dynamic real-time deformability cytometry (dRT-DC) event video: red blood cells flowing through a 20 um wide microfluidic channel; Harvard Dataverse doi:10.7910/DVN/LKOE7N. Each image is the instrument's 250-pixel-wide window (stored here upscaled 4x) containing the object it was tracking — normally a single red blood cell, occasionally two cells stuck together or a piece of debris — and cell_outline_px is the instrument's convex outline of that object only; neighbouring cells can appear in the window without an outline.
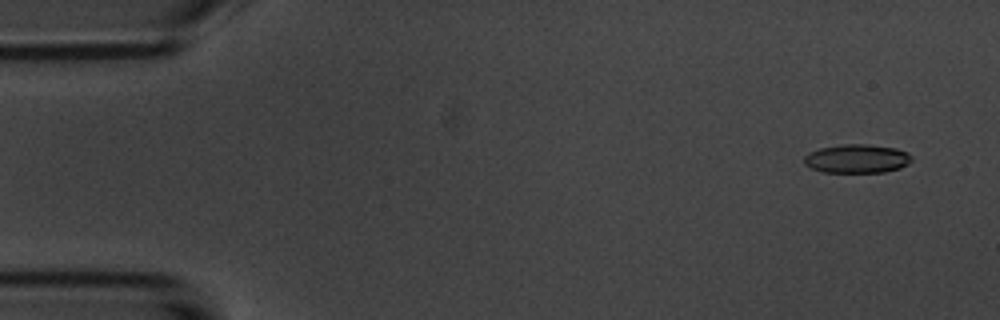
{"species": "common noctule bat (a hibernating species)", "species_latin": "Nyctalus noctula", "temperature_condition": "room temperature", "stored_images_in_passage": 53, "camera_frame_rate_fps": 3000, "um_per_image_px": 0.085, "animal": {"sex": "male", "body_mass_g": 20.1, "forearm_length_mm": 53.5}, "frame": {"image": 1, "passage_image": 3, "time_ms": 0.667, "image_size_px": [1000, 320], "cell_outline_px": [[912, 160], [908, 164], [900, 168], [884, 172], [824, 172], [812, 168], [804, 164], [804, 156], [808, 152], [820, 148], [844, 144], [868, 144], [896, 148], [908, 152], [912, 156]], "centroid_in_image_um": [72.85, 13.48], "position_along_channel_um": 12.1, "area_um2": 18.09}}
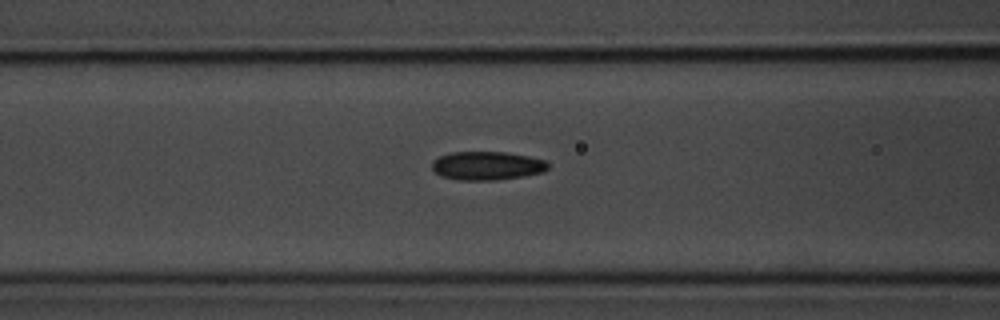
{"frame": {"image": 2, "passage_image": 21, "time_ms": 6.667, "image_size_px": [1000, 320], "cell_outline_px": [[548, 168], [540, 172], [524, 176], [496, 180], [460, 180], [440, 176], [432, 168], [432, 160], [440, 156], [452, 152], [504, 152], [528, 156], [544, 160], [548, 164]], "centroid_in_image_um": [41.36, 14.09], "position_along_channel_um": 125.2, "area_um2": 19.19}}
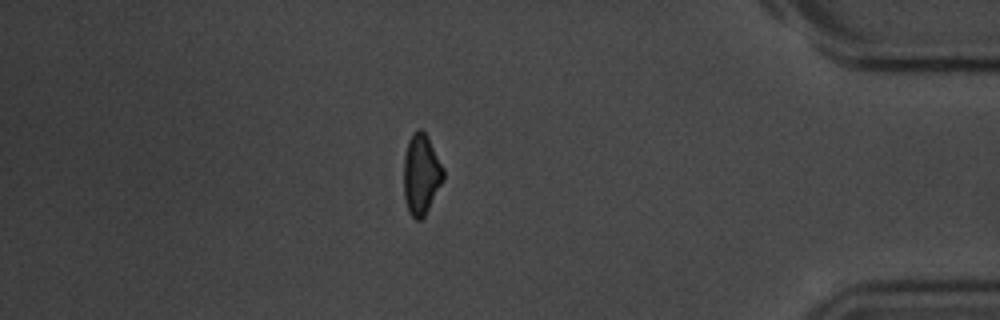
{"frame": {"image": 3, "passage_image": 46, "time_ms": 15.0, "image_size_px": [1000, 320], "cell_outline_px": [[444, 180], [424, 216], [420, 220], [416, 220], [408, 212], [404, 196], [404, 156], [408, 140], [412, 132], [416, 128], [420, 128], [428, 136], [444, 168]], "centroid_in_image_um": [35.8, 14.78], "position_along_channel_um": 399.4, "area_um2": 18.79}, "authors_computed_cell_mechanics": {"area_um2": 18.8428, "velocity_mm_per_s": 3.7441, "shape_relaxation_time_tau1_ms": 3.1598, "shape_relaxation_time_tau2_ms": 4.4022, "deformation_change_tau1": 0.1231, "deformation_change_tau2": 0.1243}}